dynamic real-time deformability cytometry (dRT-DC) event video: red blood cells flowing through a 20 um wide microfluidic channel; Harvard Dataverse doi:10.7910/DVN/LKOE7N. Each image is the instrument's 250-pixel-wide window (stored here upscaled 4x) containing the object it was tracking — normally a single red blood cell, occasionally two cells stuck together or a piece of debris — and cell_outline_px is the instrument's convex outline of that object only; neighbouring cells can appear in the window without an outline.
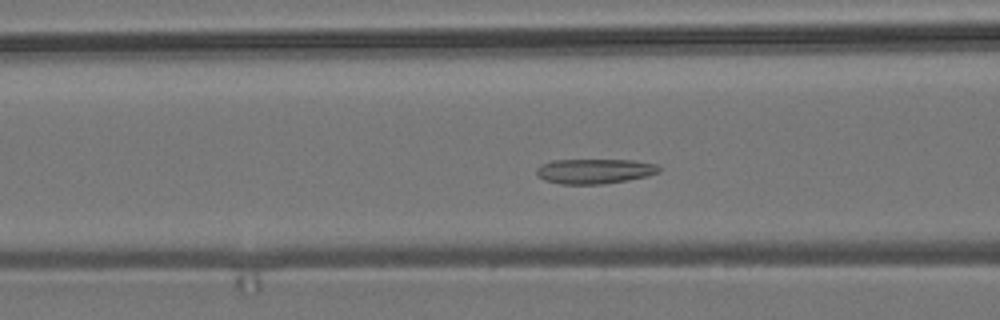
{"species": "common noctule bat (a hibernating species)", "species_latin": "Nyctalus noctula", "temperature_condition": "room temperature", "stored_images_in_passage": 53, "segment_of_instrument_passage": [1, 2], "camera_frame_rate_fps": 3000, "um_per_image_px": 0.085, "animal": {"sex": "male", "body_mass_g": 19.2, "forearm_length_mm": 51.8}, "frame": {"image": 1, "passage_image": 18, "time_ms": 5.667, "image_size_px": [1000, 320], "cell_outline_px": [[660, 172], [648, 176], [628, 180], [604, 184], [560, 184], [544, 180], [536, 172], [536, 168], [540, 164], [552, 160], [636, 160], [656, 164], [660, 168]], "centroid_in_image_um": [50.55, 14.55], "position_along_channel_um": 116.1, "area_um2": 17.92}}
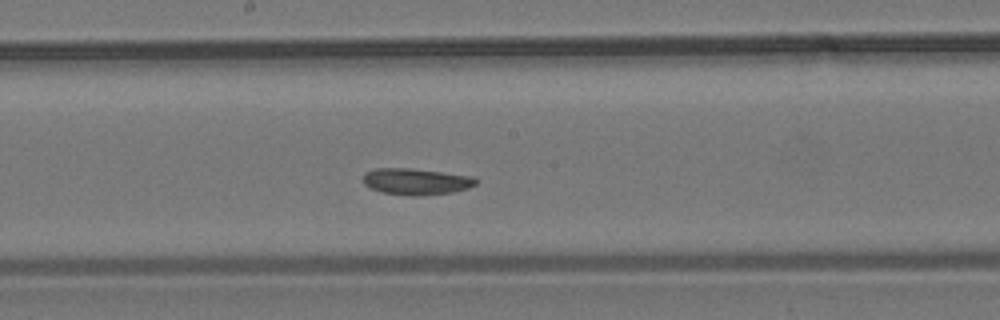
{"frame": {"image": 2, "passage_image": 26, "time_ms": 8.333, "image_size_px": [1000, 320], "cell_outline_px": [[480, 180], [476, 184], [468, 188], [452, 192], [420, 196], [412, 196], [380, 192], [364, 184], [364, 172], [376, 168], [412, 168], [472, 176]], "centroid_in_image_um": [35.38, 15.43], "position_along_channel_um": 212.8, "area_um2": 17.46}}
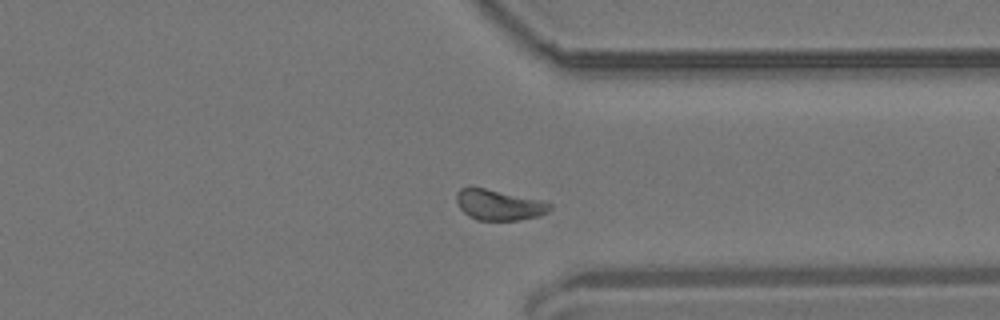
{"frame": {"image": 3, "passage_image": 39, "time_ms": 12.667, "image_size_px": [1000, 320], "cell_outline_px": [[552, 208], [548, 212], [540, 216], [520, 220], [476, 220], [468, 216], [460, 208], [456, 200], [456, 192], [460, 188], [484, 188], [544, 200], [552, 204]], "centroid_in_image_um": [42.45, 17.42], "position_along_channel_um": 369.0, "area_um2": 16.76}}